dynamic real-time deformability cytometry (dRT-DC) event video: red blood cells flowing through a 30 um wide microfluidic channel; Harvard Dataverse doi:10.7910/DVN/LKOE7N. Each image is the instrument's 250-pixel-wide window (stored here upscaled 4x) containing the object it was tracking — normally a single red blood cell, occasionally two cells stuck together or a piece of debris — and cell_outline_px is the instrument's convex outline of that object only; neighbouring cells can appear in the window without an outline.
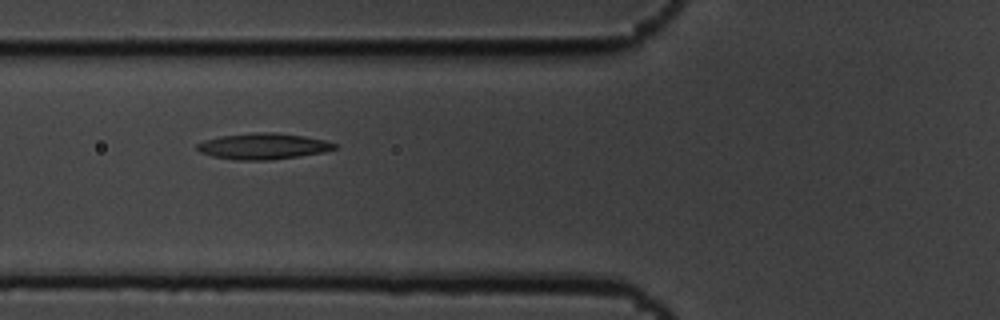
{"species": "common noctule bat (a hibernating species)", "species_latin": "Nyctalus noctula", "temperature_condition": "cold", "stored_images_in_passage": 7, "camera_frame_rate_fps": 3000, "um_per_image_px": 0.085, "animal": {"sex": "male", "body_mass_g": 19.5, "forearm_length_mm": 54.6}, "frame": {"image": 1, "passage_image": 6, "time_ms": 1.667, "image_size_px": [1000, 320], "cell_outline_px": [[340, 144], [336, 148], [324, 152], [300, 156], [272, 160], [236, 160], [212, 156], [200, 152], [196, 148], [196, 144], [204, 140], [220, 136], [256, 132], [276, 132], [304, 136], [324, 140]], "centroid_in_image_um": [22.38, 12.43], "position_along_channel_um": 103.4, "area_um2": 21.04}}
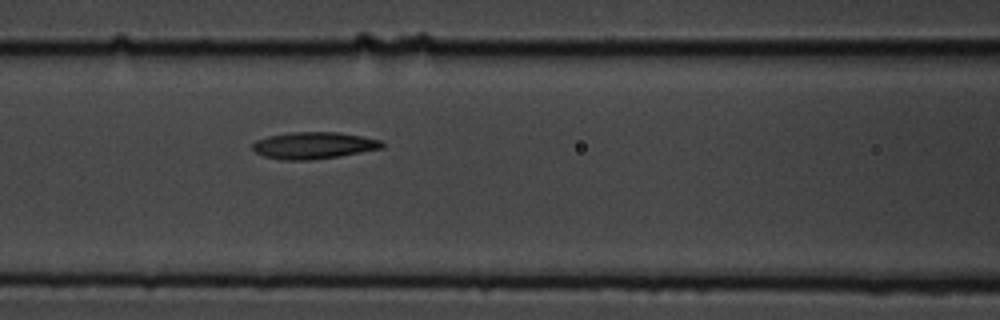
{"frame": {"image": 2, "passage_image": 7, "time_ms": 2.0, "image_size_px": [1000, 320], "cell_outline_px": [[384, 148], [340, 156], [312, 160], [280, 160], [264, 156], [256, 152], [252, 148], [252, 144], [256, 140], [268, 136], [292, 132], [336, 132], [360, 136], [380, 140], [384, 144]], "centroid_in_image_um": [26.65, 12.37], "position_along_channel_um": 139.9, "area_um2": 20.23}}